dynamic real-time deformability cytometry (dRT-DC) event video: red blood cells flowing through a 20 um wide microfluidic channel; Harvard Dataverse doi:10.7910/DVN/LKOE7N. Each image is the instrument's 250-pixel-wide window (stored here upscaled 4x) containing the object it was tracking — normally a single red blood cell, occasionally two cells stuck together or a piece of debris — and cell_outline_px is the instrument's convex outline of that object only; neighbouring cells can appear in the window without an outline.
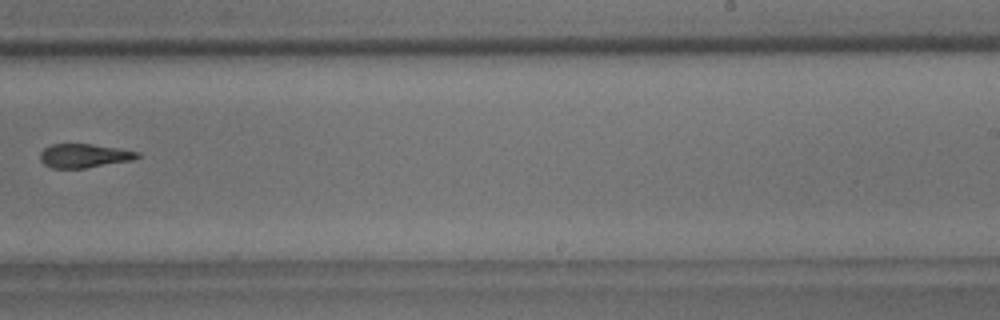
{"species": "common noctule bat (a hibernating species)", "species_latin": "Nyctalus noctula", "temperature_condition": "room temperature", "stored_images_in_passage": 9, "camera_frame_rate_fps": 3000, "um_per_image_px": 0.085, "animal": {"sex": "male", "body_mass_g": 18.8}, "frame": {"image": 1, "passage_image": 9, "time_ms": 2.667, "image_size_px": [1000, 320], "cell_outline_px": [[140, 156], [132, 160], [84, 168], [52, 168], [44, 164], [40, 160], [40, 152], [44, 148], [52, 144], [92, 144], [140, 152]], "centroid_in_image_um": [7.12, 13.23], "position_along_channel_um": 281.9, "area_um2": 13.41}}